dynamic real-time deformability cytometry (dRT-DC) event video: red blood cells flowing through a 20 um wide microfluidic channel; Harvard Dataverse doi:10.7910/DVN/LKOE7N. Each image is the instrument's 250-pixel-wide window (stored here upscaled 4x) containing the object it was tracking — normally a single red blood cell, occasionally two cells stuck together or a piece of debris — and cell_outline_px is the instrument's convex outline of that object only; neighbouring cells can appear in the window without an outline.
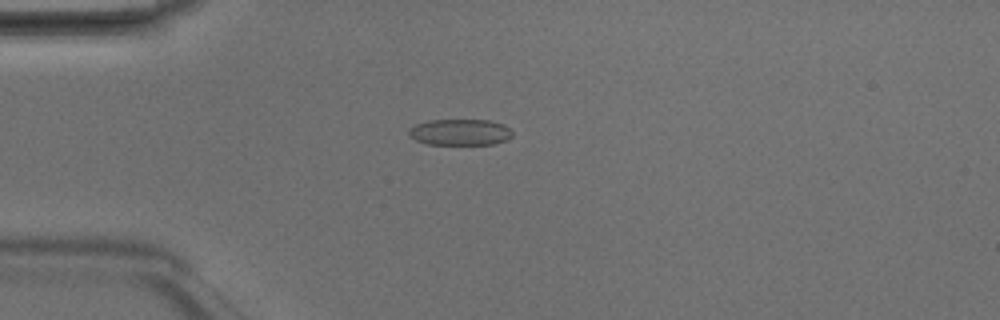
{"species": "Egyptian fruit bat (a non-hibernating species)", "species_latin": "Rousettus aegyptiacus", "temperature_condition": "room temperature", "stored_images_in_passage": 2, "camera_frame_rate_fps": 3000, "um_per_image_px": 0.085, "animal": {"sex": "male"}, "frame": {"image": 1, "passage_image": 1, "time_ms": 0.0, "image_size_px": [1000, 320], "cell_outline_px": [[512, 136], [504, 140], [492, 144], [428, 144], [416, 140], [408, 136], [408, 132], [416, 124], [428, 120], [488, 120], [504, 124], [512, 132]], "centroid_in_image_um": [39.09, 11.23], "position_along_channel_um": 45.9, "area_um2": 15.66}}